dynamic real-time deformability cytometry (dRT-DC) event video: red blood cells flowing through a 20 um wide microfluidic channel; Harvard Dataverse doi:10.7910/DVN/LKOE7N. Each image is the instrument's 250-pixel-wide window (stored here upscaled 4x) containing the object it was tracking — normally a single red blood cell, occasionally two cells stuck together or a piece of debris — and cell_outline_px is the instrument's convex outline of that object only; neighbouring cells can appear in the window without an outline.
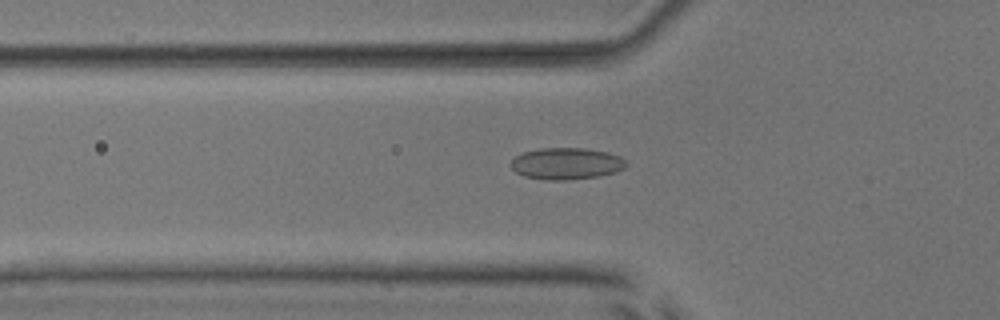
{"species": "common noctule bat (a hibernating species)", "species_latin": "Nyctalus noctula", "temperature_condition": "room temperature", "stored_images_in_passage": 40, "camera_frame_rate_fps": 3000, "um_per_image_px": 0.085, "animal": {"sex": "male", "body_mass_g": 17.9, "forearm_length_mm": 54.2}, "frame": {"image": 1, "passage_image": 5, "time_ms": 1.333, "image_size_px": [1000, 320], "cell_outline_px": [[628, 164], [624, 168], [616, 172], [600, 176], [564, 180], [544, 180], [524, 176], [516, 172], [512, 168], [512, 160], [516, 156], [524, 152], [540, 148], [584, 148], [608, 152], [620, 156]], "centroid_in_image_um": [48.17, 13.9], "position_along_channel_um": 77.6, "area_um2": 21.27}}
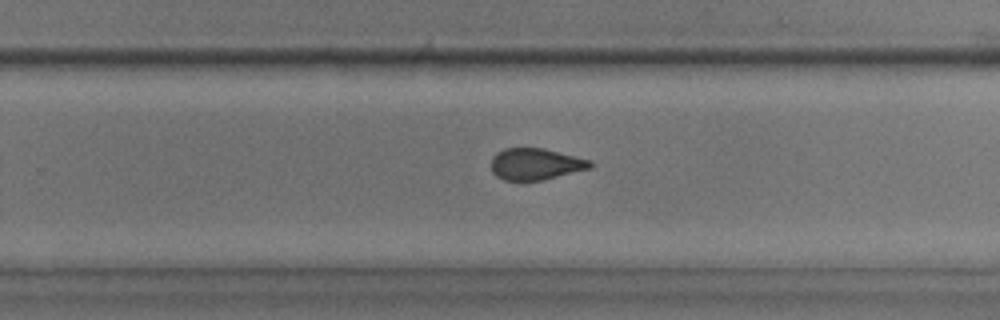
{"frame": {"image": 2, "passage_image": 21, "time_ms": 6.667, "image_size_px": [1000, 320], "cell_outline_px": [[592, 168], [540, 180], [504, 180], [496, 176], [492, 172], [492, 156], [496, 152], [504, 148], [544, 148], [592, 160]], "centroid_in_image_um": [45.52, 13.93], "position_along_channel_um": 284.3, "area_um2": 18.21}}
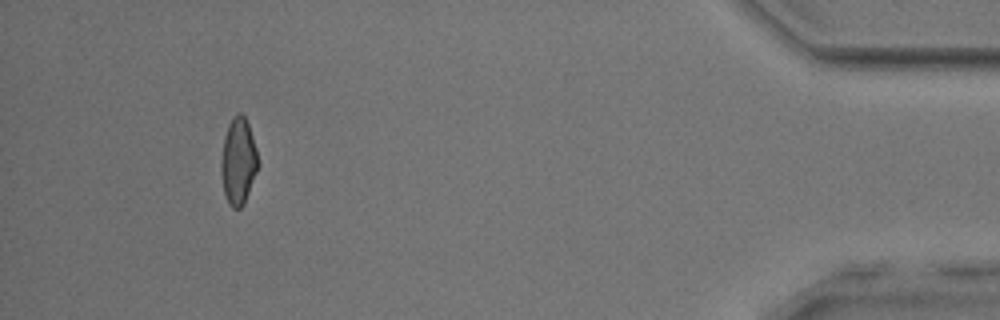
{"frame": {"image": 3, "passage_image": 36, "time_ms": 11.667, "image_size_px": [1000, 320], "cell_outline_px": [[260, 164], [244, 204], [240, 208], [232, 208], [228, 204], [224, 196], [220, 168], [220, 164], [224, 136], [228, 124], [232, 116], [236, 112], [240, 112], [244, 116], [248, 124], [256, 148]], "centroid_in_image_um": [20.25, 13.71], "position_along_channel_um": 415.0, "area_um2": 19.02}, "authors_computed_cell_mechanics": {"area_um2": 18.9584, "velocity_mm_per_s": 3.885, "shape_relaxation_time_tau1_ms": null, "shape_relaxation_time_tau2_ms": 1.6804, "deformation_change_tau1": null, "deformation_change_tau2": 0.0834}}